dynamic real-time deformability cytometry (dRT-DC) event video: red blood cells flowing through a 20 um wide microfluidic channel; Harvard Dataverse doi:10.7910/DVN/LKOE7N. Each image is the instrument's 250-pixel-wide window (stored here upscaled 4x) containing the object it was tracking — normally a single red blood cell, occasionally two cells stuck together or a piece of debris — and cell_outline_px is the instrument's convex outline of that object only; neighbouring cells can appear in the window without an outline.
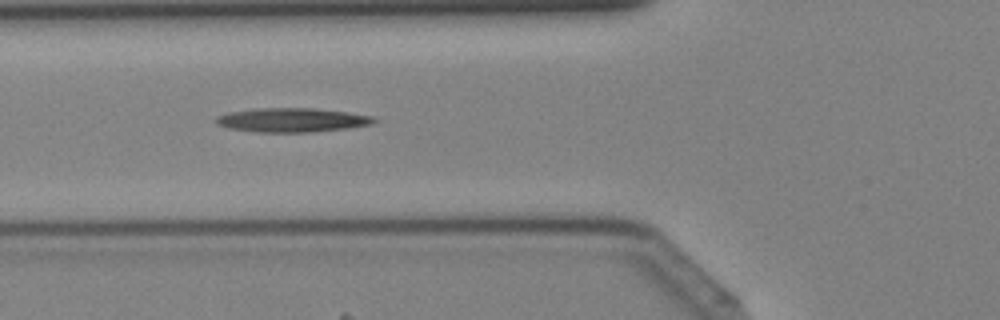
{"species": "Egyptian fruit bat (a non-hibernating species)", "species_latin": "Rousettus aegyptiacus", "temperature_condition": "cold", "stored_images_in_passage": 42, "camera_frame_rate_fps": 3000, "um_per_image_px": 0.085, "animal": {"sex": "female"}, "frame": {"image": 1, "passage_image": 16, "time_ms": 5.0, "image_size_px": [1000, 320], "cell_outline_px": [[376, 120], [372, 124], [348, 128], [308, 132], [256, 132], [228, 128], [216, 124], [212, 120], [216, 116], [228, 112], [256, 108], [316, 108], [348, 112], [376, 116]], "centroid_in_image_um": [24.79, 10.19], "position_along_channel_um": 101.0, "area_um2": 22.43}}
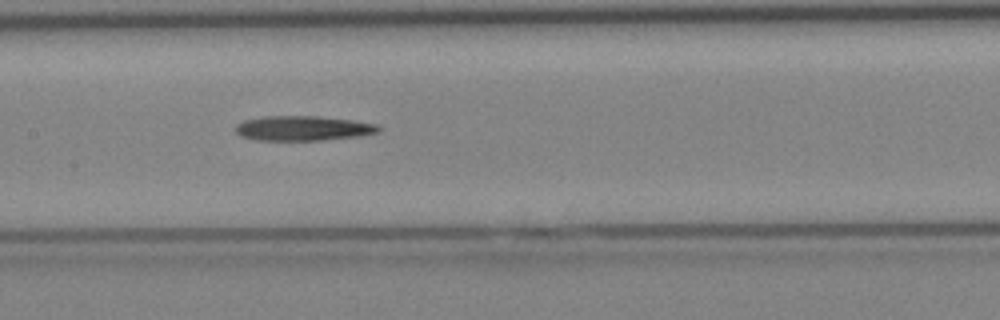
{"frame": {"image": 2, "passage_image": 21, "time_ms": 6.667, "image_size_px": [1000, 320], "cell_outline_px": [[384, 128], [380, 132], [356, 136], [320, 140], [256, 140], [240, 136], [236, 132], [236, 124], [244, 120], [264, 116], [316, 116], [352, 120], [376, 124]], "centroid_in_image_um": [25.75, 10.9], "position_along_channel_um": 181.6, "area_um2": 20.63}}
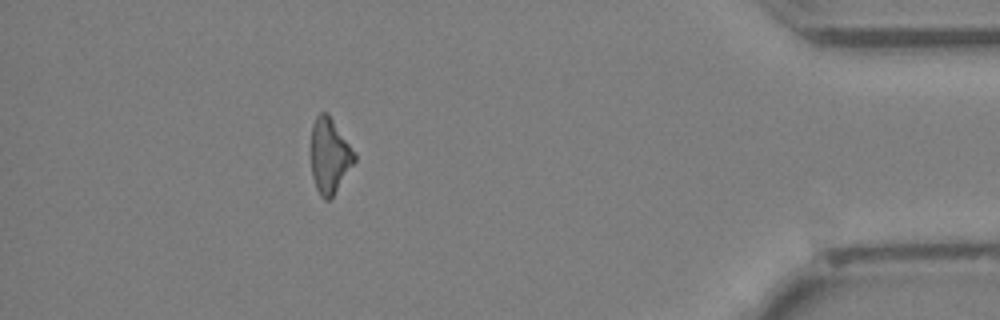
{"frame": {"image": 3, "passage_image": 38, "time_ms": 12.333, "image_size_px": [1000, 320], "cell_outline_px": [[356, 160], [332, 196], [328, 200], [324, 200], [320, 196], [316, 188], [312, 176], [312, 124], [316, 116], [320, 112], [328, 112], [356, 152]], "centroid_in_image_um": [28.03, 13.2], "position_along_channel_um": 407.2, "area_um2": 18.96}}